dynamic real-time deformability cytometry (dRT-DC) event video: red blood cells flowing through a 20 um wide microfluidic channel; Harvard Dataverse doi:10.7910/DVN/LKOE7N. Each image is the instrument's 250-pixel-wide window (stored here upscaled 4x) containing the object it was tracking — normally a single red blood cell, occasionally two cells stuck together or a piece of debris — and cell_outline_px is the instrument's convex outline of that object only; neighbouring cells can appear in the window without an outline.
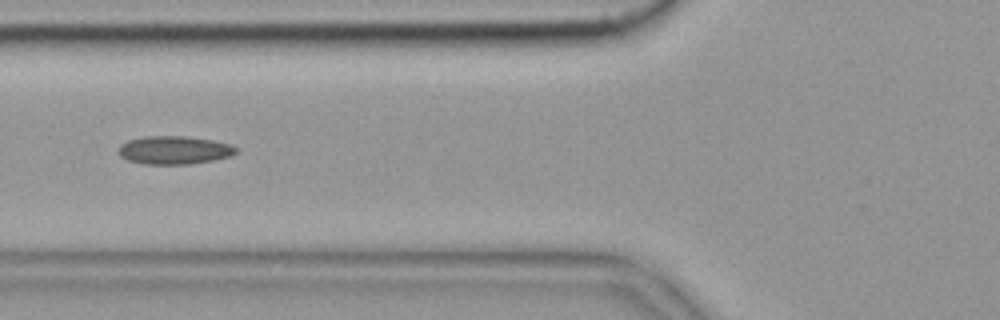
{"species": "common noctule bat (a hibernating species)", "species_latin": "Nyctalus noctula", "temperature_condition": "cold", "stored_images_in_passage": 41, "camera_frame_rate_fps": 3000, "um_per_image_px": 0.085, "animal": {"sex": "female", "body_mass_g": 19.9}, "frame": {"image": 1, "passage_image": 7, "time_ms": 2.0, "image_size_px": [1000, 320], "cell_outline_px": [[236, 152], [232, 156], [212, 160], [188, 164], [144, 164], [128, 160], [120, 156], [116, 152], [120, 144], [128, 140], [144, 136], [184, 136], [212, 140], [232, 144], [236, 148]], "centroid_in_image_um": [14.77, 12.75], "position_along_channel_um": 111.0, "area_um2": 19.42}, "authors_computed_cell_mechanics": {"area_um2": 18.207, "velocity_mm_per_s": 3.5481, "shape_relaxation_time_tau1_ms": null, "shape_relaxation_time_tau2_ms": 5.6796, "deformation_change_tau1": null, "deformation_change_tau2": 0.1403}}